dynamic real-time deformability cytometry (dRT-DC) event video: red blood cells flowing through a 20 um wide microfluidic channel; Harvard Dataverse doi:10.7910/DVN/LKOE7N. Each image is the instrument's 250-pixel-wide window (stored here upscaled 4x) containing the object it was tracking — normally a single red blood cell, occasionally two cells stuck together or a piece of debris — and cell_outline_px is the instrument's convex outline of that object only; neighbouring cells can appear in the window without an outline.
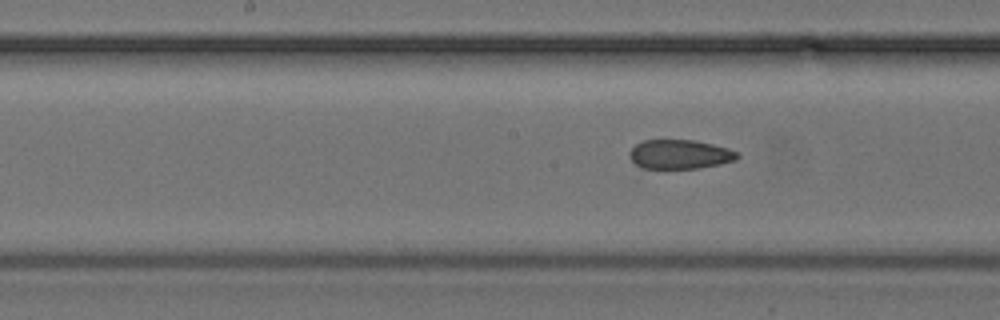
{"species": "common noctule bat (a hibernating species)", "species_latin": "Nyctalus noctula", "temperature_condition": "cold", "stored_images_in_passage": 29, "camera_frame_rate_fps": 3000, "um_per_image_px": 0.085, "animal": {"sex": "female", "body_mass_g": 24.6, "forearm_length_mm": 56.2}, "frame": {"image": 1, "passage_image": 19, "time_ms": 6.0, "image_size_px": [1000, 320], "cell_outline_px": [[740, 156], [736, 160], [720, 164], [700, 168], [640, 168], [628, 156], [628, 152], [636, 144], [644, 140], [696, 140], [728, 148], [740, 152]], "centroid_in_image_um": [57.8, 13.11], "position_along_channel_um": 190.4, "area_um2": 18.5}}
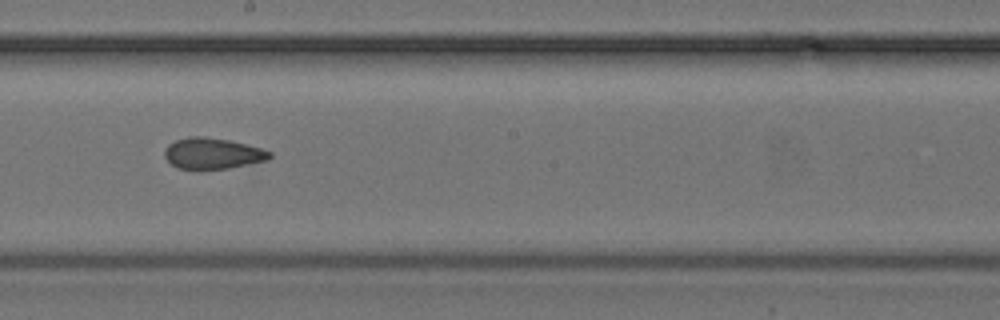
{"frame": {"image": 2, "passage_image": 22, "time_ms": 7.0, "image_size_px": [1000, 320], "cell_outline_px": [[272, 156], [268, 160], [228, 168], [196, 172], [176, 168], [164, 156], [164, 152], [168, 144], [176, 140], [188, 136], [204, 136], [228, 140], [260, 148], [272, 152]], "centroid_in_image_um": [18.02, 13.08], "position_along_channel_um": 230.2, "area_um2": 19.48}}